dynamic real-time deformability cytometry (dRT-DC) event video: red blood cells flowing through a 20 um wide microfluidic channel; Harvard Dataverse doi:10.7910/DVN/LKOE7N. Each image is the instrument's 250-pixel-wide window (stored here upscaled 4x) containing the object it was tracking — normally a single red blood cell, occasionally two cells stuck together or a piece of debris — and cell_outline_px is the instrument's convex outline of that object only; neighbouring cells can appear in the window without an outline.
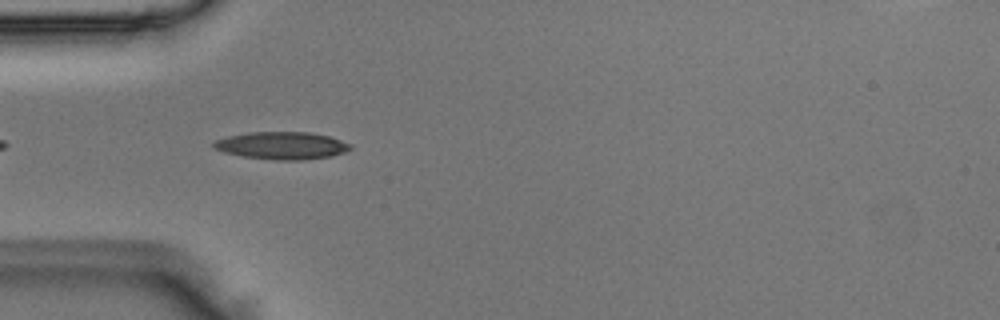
{"species": "Egyptian fruit bat (a non-hibernating species)", "species_latin": "Rousettus aegyptiacus", "temperature_condition": "room temperature", "stored_images_in_passage": 6, "camera_frame_rate_fps": 3000, "um_per_image_px": 0.085, "animal": {"sex": "male"}, "frame": {"image": 1, "passage_image": 4, "time_ms": 1.0, "image_size_px": [1000, 320], "cell_outline_px": [[352, 148], [344, 152], [332, 156], [300, 160], [276, 160], [240, 156], [224, 152], [212, 148], [212, 144], [216, 140], [228, 136], [248, 132], [308, 132], [328, 136], [352, 144]], "centroid_in_image_um": [23.94, 12.37], "position_along_channel_um": 61.1, "area_um2": 21.91}}
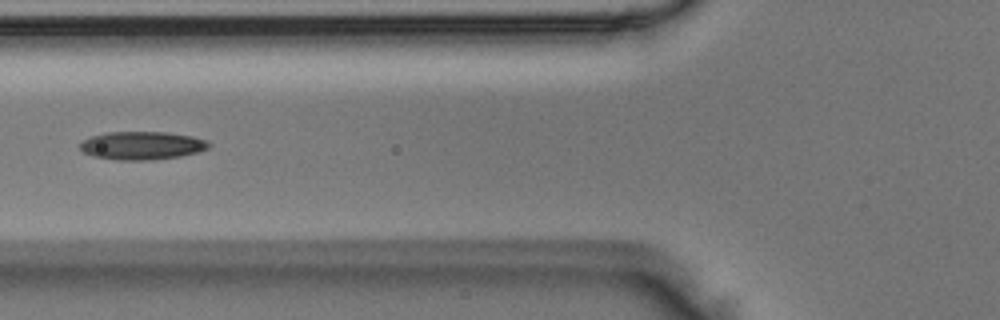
{"frame": {"image": 2, "passage_image": 5, "time_ms": 1.333, "image_size_px": [1000, 320], "cell_outline_px": [[212, 144], [208, 148], [196, 152], [180, 156], [148, 160], [120, 160], [92, 156], [84, 152], [80, 148], [80, 144], [84, 140], [92, 136], [108, 132], [168, 132], [192, 136], [208, 140]], "centroid_in_image_um": [12.09, 12.36], "position_along_channel_um": 113.7, "area_um2": 21.04}}
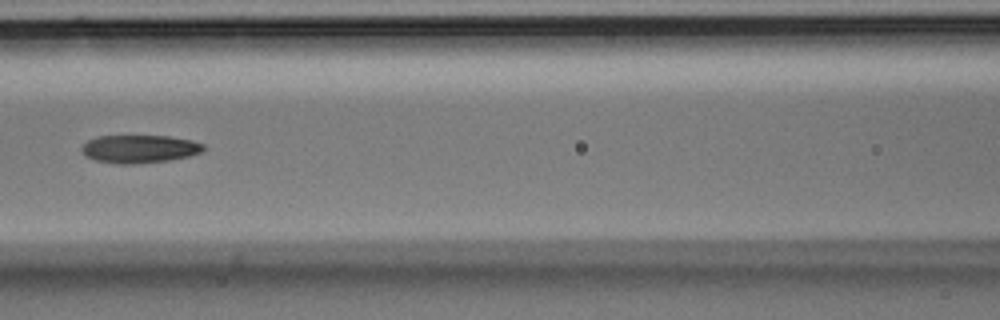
{"frame": {"image": 3, "passage_image": 6, "time_ms": 1.667, "image_size_px": [1000, 320], "cell_outline_px": [[204, 148], [200, 152], [188, 156], [168, 160], [132, 164], [116, 164], [96, 160], [84, 156], [80, 148], [88, 140], [96, 136], [168, 136], [192, 140], [204, 144]], "centroid_in_image_um": [11.81, 12.65], "position_along_channel_um": 154.8, "area_um2": 19.83}}